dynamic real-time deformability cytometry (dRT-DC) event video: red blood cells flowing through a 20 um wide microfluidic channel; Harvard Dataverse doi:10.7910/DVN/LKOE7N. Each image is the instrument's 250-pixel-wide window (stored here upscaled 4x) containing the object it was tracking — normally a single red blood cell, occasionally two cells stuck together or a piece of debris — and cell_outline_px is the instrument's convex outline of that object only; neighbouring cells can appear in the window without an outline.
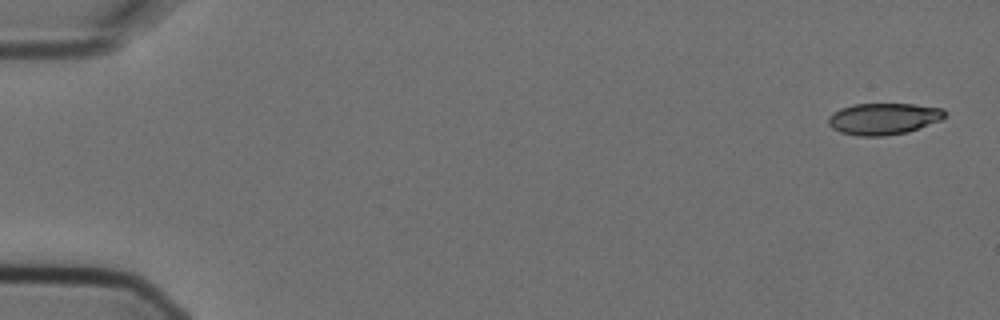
{"species": "Egyptian fruit bat (a non-hibernating species)", "species_latin": "Rousettus aegyptiacus", "temperature_condition": "cold", "stored_images_in_passage": 2, "camera_frame_rate_fps": 3000, "um_per_image_px": 0.085, "animal": {"sex": "female"}, "frame": {"image": 1, "passage_image": 2, "time_ms": 0.333, "image_size_px": [1000, 320], "cell_outline_px": [[948, 112], [940, 120], [908, 132], [884, 136], [856, 136], [840, 132], [832, 128], [828, 124], [828, 116], [832, 112], [840, 108], [852, 104], [912, 104], [944, 108]], "centroid_in_image_um": [75.07, 10.09], "position_along_channel_um": 9.9, "area_um2": 21.62}}